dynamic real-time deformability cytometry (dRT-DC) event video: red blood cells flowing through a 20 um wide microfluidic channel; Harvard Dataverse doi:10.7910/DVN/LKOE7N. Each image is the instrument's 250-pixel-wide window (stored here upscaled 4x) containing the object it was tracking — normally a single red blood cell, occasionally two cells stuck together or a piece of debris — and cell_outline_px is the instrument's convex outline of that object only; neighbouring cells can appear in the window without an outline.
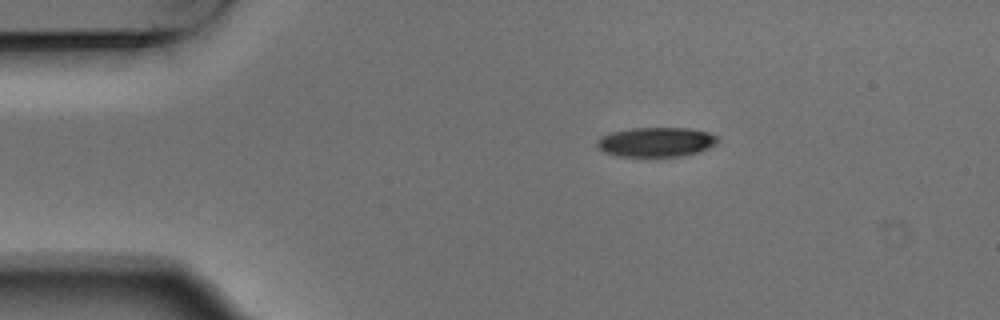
{"species": "Egyptian fruit bat (a non-hibernating species)", "species_latin": "Rousettus aegyptiacus", "temperature_condition": "warm", "stored_images_in_passage": 4, "camera_frame_rate_fps": 3000, "um_per_image_px": 0.085, "animal": {"sex": "male"}, "frame": {"image": 1, "passage_image": 1, "time_ms": 0.0, "image_size_px": [1000, 320], "cell_outline_px": [[720, 140], [716, 144], [708, 148], [696, 152], [680, 156], [616, 156], [604, 152], [596, 148], [596, 140], [600, 136], [612, 132], [632, 128], [688, 128], [708, 132], [720, 136]], "centroid_in_image_um": [55.75, 12.06], "position_along_channel_um": 29.2, "area_um2": 20.92}}
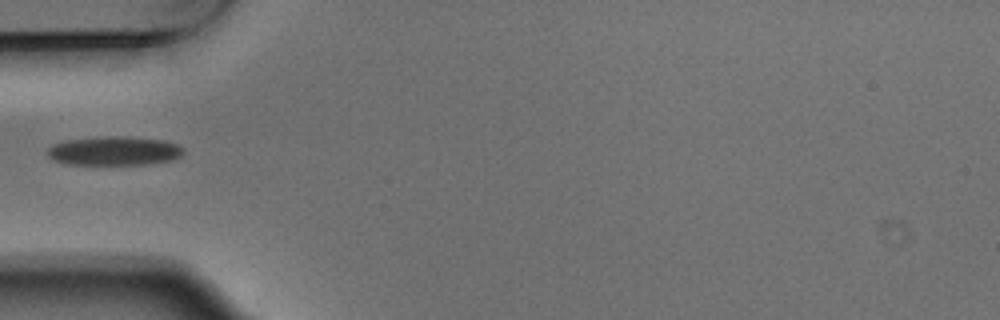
{"frame": {"image": 2, "passage_image": 3, "time_ms": 0.667, "image_size_px": [1000, 320], "cell_outline_px": [[184, 152], [180, 156], [172, 160], [144, 164], [68, 164], [52, 160], [48, 156], [48, 148], [52, 144], [68, 140], [104, 136], [128, 136], [164, 140], [176, 144], [184, 148]], "centroid_in_image_um": [9.71, 12.82], "position_along_channel_um": 75.3, "area_um2": 22.95}}
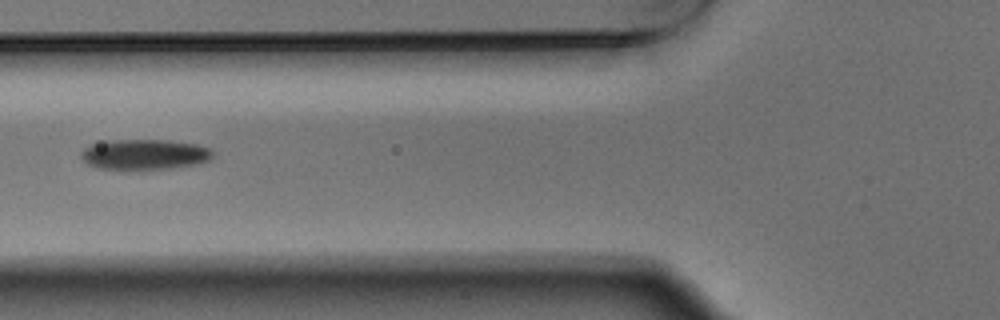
{"frame": {"image": 3, "passage_image": 4, "time_ms": 1.0, "image_size_px": [1000, 320], "cell_outline_px": [[216, 152], [208, 160], [196, 164], [172, 168], [124, 172], [96, 168], [88, 164], [80, 156], [80, 152], [84, 148], [92, 144], [108, 140], [168, 140], [196, 144], [208, 148]], "centroid_in_image_um": [12.23, 13.16], "position_along_channel_um": 113.6, "area_um2": 24.1}}